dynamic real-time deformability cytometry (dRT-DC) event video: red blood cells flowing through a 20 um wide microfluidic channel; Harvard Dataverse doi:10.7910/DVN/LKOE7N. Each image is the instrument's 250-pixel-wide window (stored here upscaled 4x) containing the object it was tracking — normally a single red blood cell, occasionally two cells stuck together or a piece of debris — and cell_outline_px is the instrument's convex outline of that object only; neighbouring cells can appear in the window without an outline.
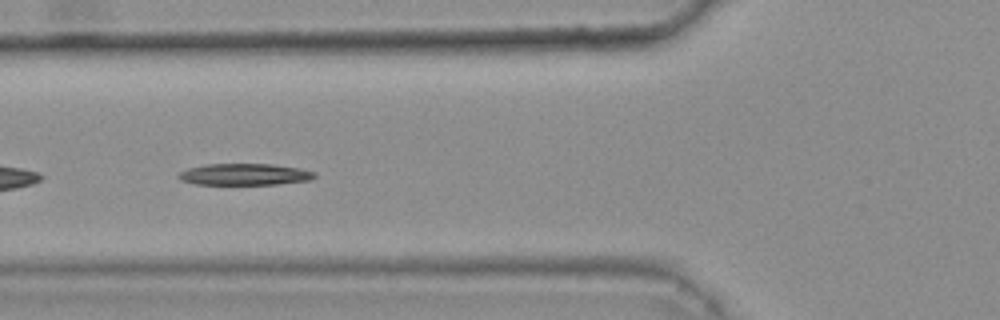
{"species": "common noctule bat (a hibernating species)", "species_latin": "Nyctalus noctula", "temperature_condition": "warm", "stored_images_in_passage": 45, "camera_frame_rate_fps": 3000, "um_per_image_px": 0.085, "animal": {"sex": "female", "body_mass_g": 25.1}, "frame": {"image": 1, "passage_image": 20, "time_ms": 6.333, "image_size_px": [1000, 320], "cell_outline_px": [[316, 176], [312, 180], [276, 184], [196, 184], [180, 180], [176, 176], [180, 172], [188, 168], [204, 164], [272, 164], [300, 168], [316, 172]], "centroid_in_image_um": [20.8, 14.82], "position_along_channel_um": 105.0, "area_um2": 17.17}, "authors_computed_cell_mechanics": {"area_um2": 17.6868, "velocity_mm_per_s": 3.7803, "shape_relaxation_time_tau1_ms": 3.9857, "shape_relaxation_time_tau2_ms": null, "deformation_change_tau1": 0.1394, "deformation_change_tau2": null}}